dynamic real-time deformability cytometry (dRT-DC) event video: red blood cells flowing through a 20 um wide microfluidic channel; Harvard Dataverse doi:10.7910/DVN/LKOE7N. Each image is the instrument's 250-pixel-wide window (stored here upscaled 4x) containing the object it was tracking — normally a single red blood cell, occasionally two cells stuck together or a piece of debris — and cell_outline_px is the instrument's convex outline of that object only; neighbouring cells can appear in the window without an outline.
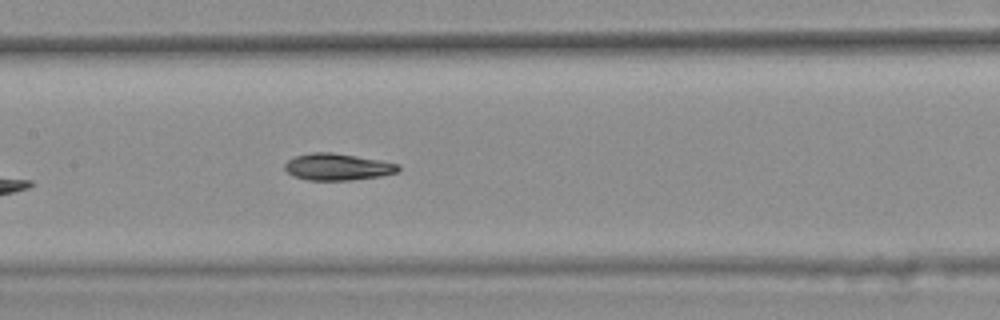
{"species": "common noctule bat (a hibernating species)", "species_latin": "Nyctalus noctula", "temperature_condition": "warm", "stored_images_in_passage": 32, "camera_frame_rate_fps": 3000, "um_per_image_px": 0.085, "animal": {"sex": "female", "body_mass_g": 25.1}, "frame": {"image": 1, "passage_image": 14, "time_ms": 4.333, "image_size_px": [1000, 320], "cell_outline_px": [[400, 168], [396, 172], [380, 176], [348, 180], [308, 180], [292, 176], [284, 168], [284, 164], [288, 160], [296, 156], [312, 152], [332, 152], [380, 160], [400, 164]], "centroid_in_image_um": [28.67, 14.18], "position_along_channel_um": 178.7, "area_um2": 17.63}, "authors_computed_cell_mechanics": {"area_um2": 18.0625, "velocity_mm_per_s": 3.7029, "shape_relaxation_time_tau1_ms": 3.5099, "shape_relaxation_time_tau2_ms": 5.9771, "deformation_change_tau1": 0.0902, "deformation_change_tau2": 0.0832}}